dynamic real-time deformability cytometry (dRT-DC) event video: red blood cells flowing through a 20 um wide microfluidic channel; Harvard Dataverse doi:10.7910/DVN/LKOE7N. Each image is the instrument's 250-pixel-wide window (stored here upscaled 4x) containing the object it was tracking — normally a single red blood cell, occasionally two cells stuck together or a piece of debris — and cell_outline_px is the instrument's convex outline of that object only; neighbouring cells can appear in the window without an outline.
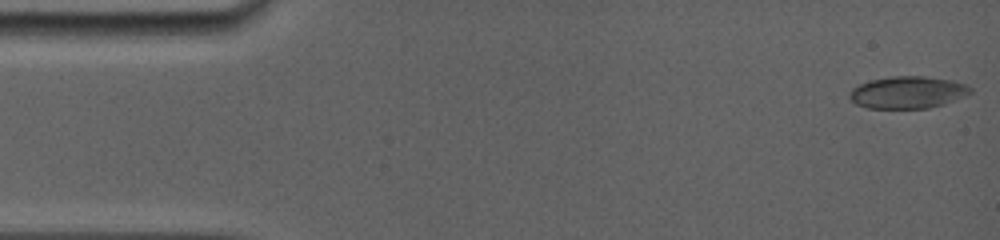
{"species": "common noctule bat (a hibernating species)", "species_latin": "Nyctalus noctula", "temperature_condition": "room temperature", "stored_images_in_passage": 65, "camera_frame_rate_fps": 5000, "um_per_image_px": 0.085, "animal": {"sex": "female", "body_mass_g": 19.0, "forearm_length_mm": 56.7}, "frame": {"image": 1, "passage_image": 1, "time_ms": 0.0, "image_size_px": [1000, 240], "cell_outline_px": [[972, 92], [944, 104], [928, 108], [868, 108], [856, 104], [848, 96], [852, 88], [860, 84], [872, 80], [892, 76], [924, 76], [952, 80], [964, 84], [972, 88]], "centroid_in_image_um": [77.14, 7.85], "position_along_channel_um": 7.9, "area_um2": 22.43}}
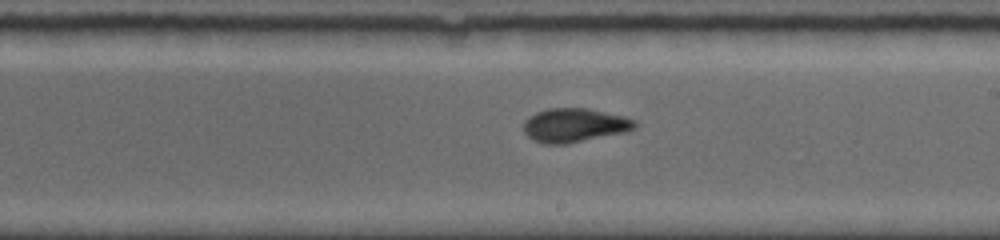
{"frame": {"image": 2, "passage_image": 31, "time_ms": 9.0, "image_size_px": [1000, 240], "cell_outline_px": [[640, 124], [636, 128], [624, 132], [568, 144], [544, 144], [532, 140], [524, 132], [524, 120], [536, 112], [548, 108], [588, 108], [624, 116], [636, 120]], "centroid_in_image_um": [48.85, 10.64], "position_along_channel_um": 240.2, "area_um2": 22.2}}
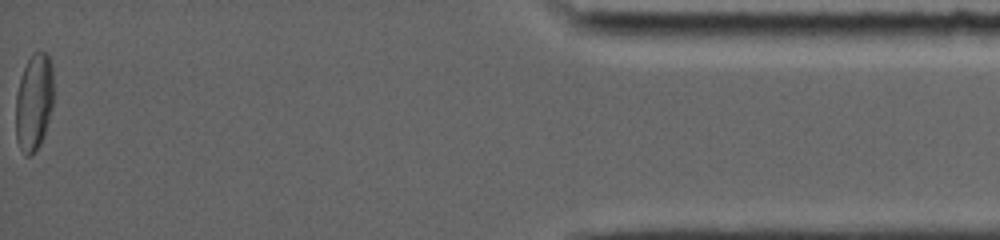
{"frame": {"image": 3, "passage_image": 65, "time_ms": 15.8, "image_size_px": [1000, 240], "cell_outline_px": [[52, 108], [44, 136], [40, 144], [28, 156], [24, 156], [16, 140], [16, 96], [20, 76], [32, 52], [44, 52], [48, 56], [52, 64]], "centroid_in_image_um": [2.87, 8.68], "position_along_channel_um": 432.3, "area_um2": 21.33}, "authors_computed_cell_mechanics": {"area_um2": 21.675, "velocity_mm_per_s": 3.9068, "shape_relaxation_time_tau1_ms": 4.689, "shape_relaxation_time_tau2_ms": 2.2708, "deformation_change_tau1": 0.1329, "deformation_change_tau2": 0.0497}}